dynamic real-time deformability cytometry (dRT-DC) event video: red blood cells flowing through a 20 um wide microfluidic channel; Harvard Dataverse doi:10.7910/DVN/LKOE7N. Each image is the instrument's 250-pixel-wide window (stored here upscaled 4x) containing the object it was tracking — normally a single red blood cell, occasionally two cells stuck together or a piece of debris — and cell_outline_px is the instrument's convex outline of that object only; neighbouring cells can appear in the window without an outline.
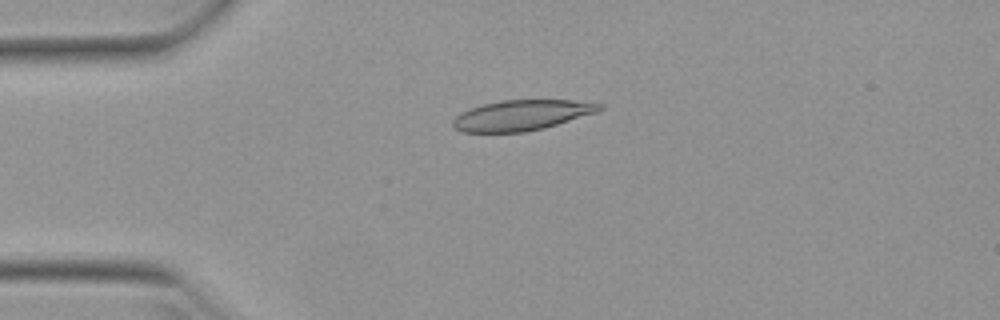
{"species": "Egyptian fruit bat (a non-hibernating species)", "species_latin": "Rousettus aegyptiacus", "temperature_condition": "warm", "stored_images_in_passage": 26, "camera_frame_rate_fps": 3000, "um_per_image_px": 0.085, "animal": {"sex": "female"}, "frame": {"image": 1, "passage_image": 12, "time_ms": 3.667, "image_size_px": [1000, 320], "cell_outline_px": [[604, 108], [596, 112], [544, 128], [524, 132], [460, 132], [452, 128], [452, 120], [460, 112], [484, 104], [500, 100], [596, 100], [604, 104]], "centroid_in_image_um": [44.38, 9.78], "position_along_channel_um": 40.6, "area_um2": 26.3}}
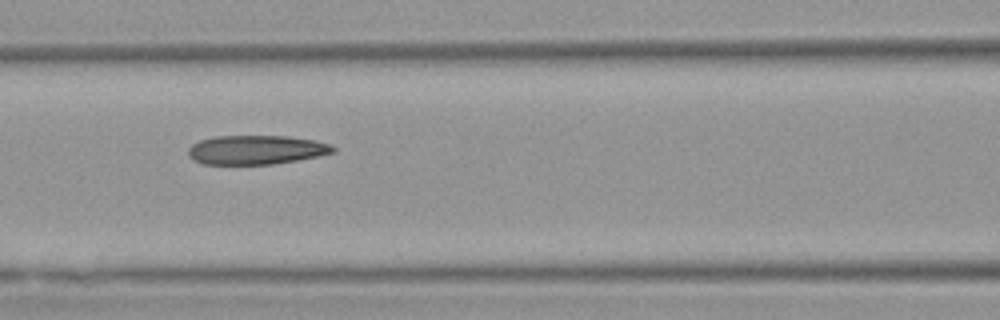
{"frame": {"image": 2, "passage_image": 22, "time_ms": 7.0, "image_size_px": [1000, 320], "cell_outline_px": [[336, 152], [320, 156], [272, 164], [204, 164], [192, 160], [188, 156], [188, 148], [192, 144], [200, 140], [212, 136], [288, 136], [312, 140], [332, 144], [336, 148]], "centroid_in_image_um": [21.77, 12.73], "position_along_channel_um": 144.8, "area_um2": 24.74}}
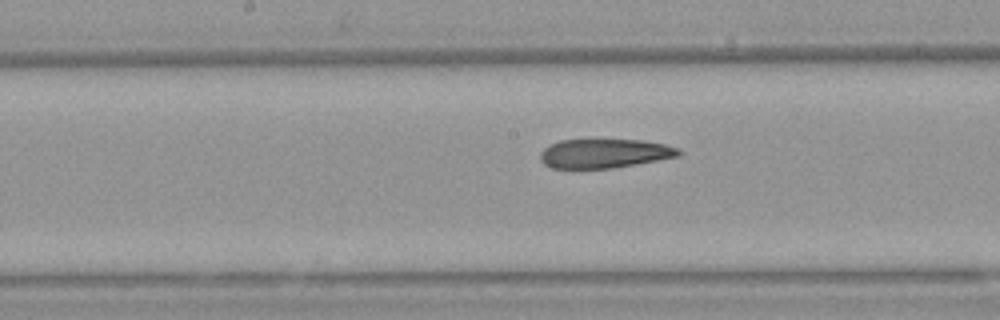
{"frame": {"image": 3, "passage_image": 26, "time_ms": 8.333, "image_size_px": [1000, 320], "cell_outline_px": [[680, 156], [636, 164], [612, 168], [552, 168], [544, 164], [540, 160], [540, 152], [548, 144], [560, 140], [640, 140], [664, 144], [680, 148]], "centroid_in_image_um": [51.35, 13.04], "position_along_channel_um": 196.8, "area_um2": 23.47}}